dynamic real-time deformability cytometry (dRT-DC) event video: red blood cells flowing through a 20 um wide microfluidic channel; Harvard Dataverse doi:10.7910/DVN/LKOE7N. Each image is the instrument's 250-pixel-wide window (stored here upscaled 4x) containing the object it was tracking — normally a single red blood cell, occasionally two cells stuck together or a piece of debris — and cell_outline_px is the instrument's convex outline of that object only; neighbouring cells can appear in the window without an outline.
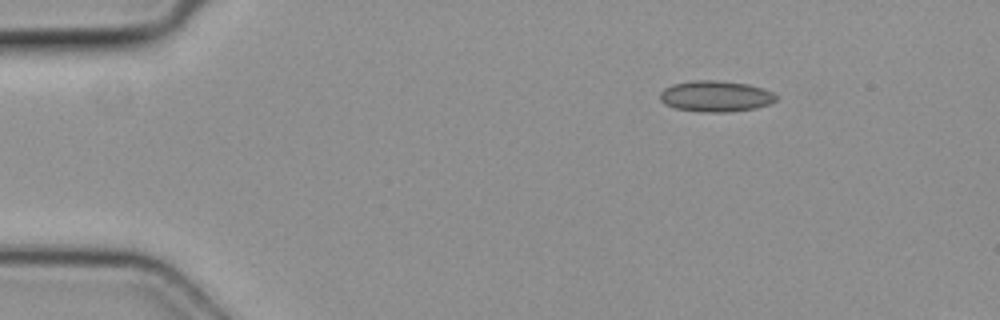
{"species": "common noctule bat (a hibernating species)", "species_latin": "Nyctalus noctula", "temperature_condition": "cold", "stored_images_in_passage": 4, "segment_of_instrument_passage": [1, 2], "camera_frame_rate_fps": 3000, "um_per_image_px": 0.085, "animal": {"sex": "female", "body_mass_g": 19.3, "forearm_length_mm": 54.1}, "frame": {"image": 1, "passage_image": 1, "time_ms": 0.0, "image_size_px": [1000, 320], "cell_outline_px": [[776, 100], [768, 104], [756, 108], [728, 112], [704, 112], [676, 108], [664, 104], [660, 100], [660, 92], [664, 88], [672, 84], [692, 80], [716, 80], [748, 84], [764, 88], [772, 92], [776, 96]], "centroid_in_image_um": [60.81, 8.17], "position_along_channel_um": 24.2, "area_um2": 21.04}}